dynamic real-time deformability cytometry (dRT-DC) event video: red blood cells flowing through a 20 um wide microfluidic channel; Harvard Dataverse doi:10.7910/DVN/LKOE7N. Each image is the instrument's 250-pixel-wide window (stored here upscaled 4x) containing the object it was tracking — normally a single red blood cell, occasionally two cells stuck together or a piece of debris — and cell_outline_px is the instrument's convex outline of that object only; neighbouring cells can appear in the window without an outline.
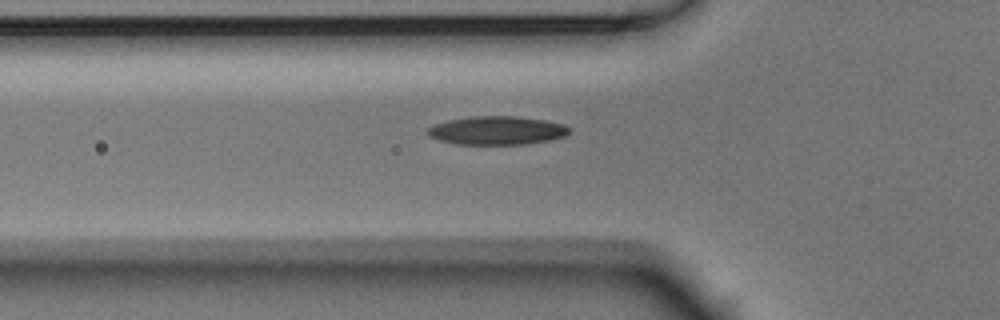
{"species": "Egyptian fruit bat (a non-hibernating species)", "species_latin": "Rousettus aegyptiacus", "temperature_condition": "room temperature", "stored_images_in_passage": 40, "camera_frame_rate_fps": 3000, "um_per_image_px": 0.085, "animal": {"sex": "male"}, "frame": {"image": 1, "passage_image": 6, "time_ms": 1.667, "image_size_px": [1000, 320], "cell_outline_px": [[568, 132], [564, 136], [548, 140], [524, 144], [456, 144], [440, 140], [428, 136], [424, 132], [428, 128], [436, 124], [448, 120], [472, 116], [516, 116], [544, 120], [564, 124], [568, 128]], "centroid_in_image_um": [42.19, 11.08], "position_along_channel_um": 83.6, "area_um2": 23.35}}
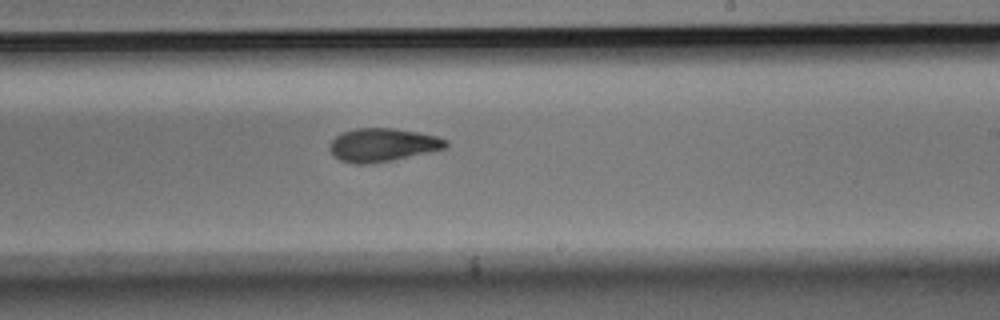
{"frame": {"image": 2, "passage_image": 20, "time_ms": 6.333, "image_size_px": [1000, 320], "cell_outline_px": [[448, 148], [392, 160], [368, 164], [356, 164], [340, 160], [328, 148], [328, 144], [340, 132], [356, 128], [392, 128], [416, 132], [436, 136], [448, 140]], "centroid_in_image_um": [32.52, 12.31], "position_along_channel_um": 256.5, "area_um2": 22.54}}
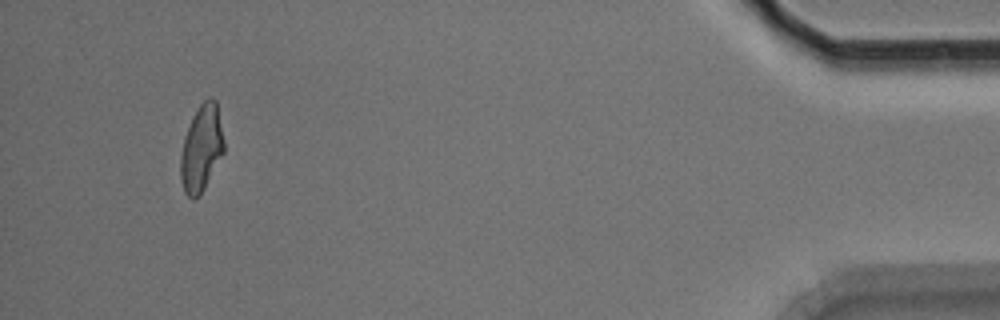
{"frame": {"image": 3, "passage_image": 39, "time_ms": 12.667, "image_size_px": [1000, 320], "cell_outline_px": [[224, 152], [200, 196], [192, 200], [184, 192], [180, 176], [180, 156], [184, 136], [200, 104], [208, 96], [212, 96], [216, 100], [224, 140]], "centroid_in_image_um": [17.12, 12.62], "position_along_channel_um": 418.1, "area_um2": 21.85}}